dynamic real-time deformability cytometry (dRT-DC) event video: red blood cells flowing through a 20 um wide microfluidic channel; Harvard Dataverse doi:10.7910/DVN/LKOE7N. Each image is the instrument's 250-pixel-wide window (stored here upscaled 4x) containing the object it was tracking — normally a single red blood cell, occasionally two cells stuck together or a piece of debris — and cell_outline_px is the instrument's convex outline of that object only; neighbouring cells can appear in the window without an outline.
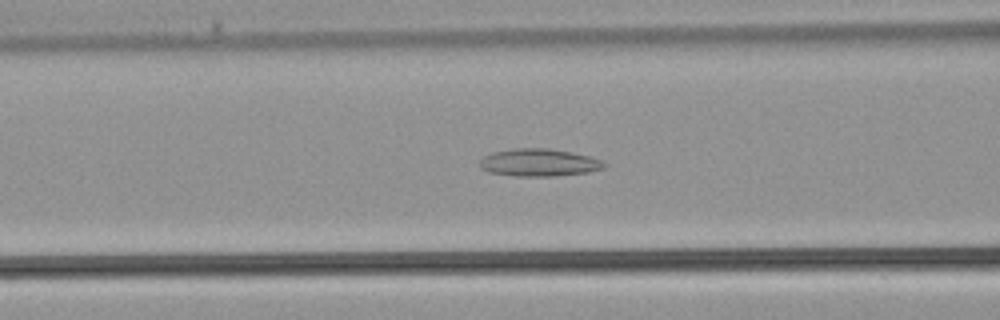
{"species": "common noctule bat (a hibernating species)", "species_latin": "Nyctalus noctula", "temperature_condition": "warm", "stored_images_in_passage": 38, "camera_frame_rate_fps": 3000, "um_per_image_px": 0.085, "animal": {"sex": "male", "body_mass_g": 21.5, "forearm_length_mm": 52.0}, "frame": {"image": 1, "passage_image": 15, "time_ms": 4.667, "image_size_px": [1000, 320], "cell_outline_px": [[608, 164], [604, 168], [588, 172], [556, 176], [516, 176], [488, 172], [480, 168], [480, 160], [484, 156], [492, 152], [512, 148], [548, 148], [588, 156], [600, 160]], "centroid_in_image_um": [45.78, 13.82], "position_along_channel_um": 120.8, "area_um2": 19.94}}
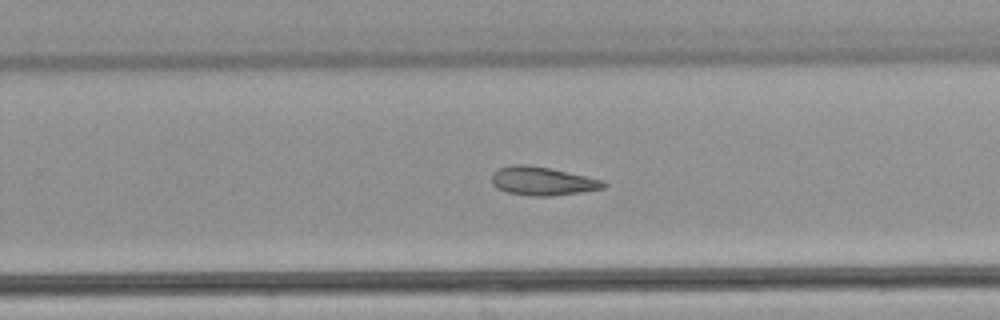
{"frame": {"image": 2, "passage_image": 24, "time_ms": 7.667, "image_size_px": [1000, 320], "cell_outline_px": [[608, 184], [604, 188], [580, 192], [552, 196], [532, 196], [508, 192], [496, 188], [492, 184], [492, 176], [500, 168], [512, 164], [528, 164], [548, 168], [604, 180]], "centroid_in_image_um": [46.12, 15.39], "position_along_channel_um": 283.7, "area_um2": 18.44}}
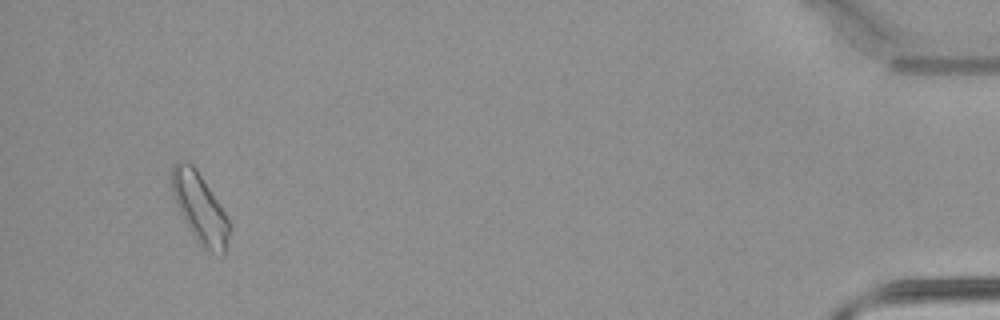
{"frame": {"image": 3, "passage_image": 36, "time_ms": 11.667, "image_size_px": [1000, 320], "cell_outline_px": [[228, 236], [224, 252], [212, 252], [204, 248], [200, 244], [188, 228], [176, 204], [172, 192], [172, 164], [176, 160], [188, 160], [196, 168], [224, 212], [228, 220]], "centroid_in_image_um": [16.93, 17.6], "position_along_channel_um": 418.3, "area_um2": 22.66}}